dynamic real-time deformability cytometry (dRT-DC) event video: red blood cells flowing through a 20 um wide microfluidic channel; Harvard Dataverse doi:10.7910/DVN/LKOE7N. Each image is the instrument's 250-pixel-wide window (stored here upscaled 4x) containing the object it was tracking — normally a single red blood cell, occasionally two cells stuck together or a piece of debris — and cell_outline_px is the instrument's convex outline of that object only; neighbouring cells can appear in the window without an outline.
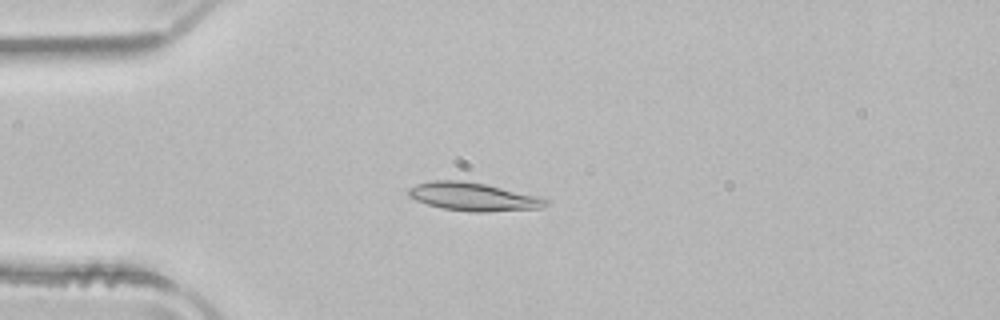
{"species": "common noctule bat (a hibernating species)", "species_latin": "Nyctalus noctula", "temperature_condition": "room temperature", "stored_images_in_passage": 41, "camera_frame_rate_fps": 3000, "um_per_image_px": 0.085, "animal": {"sex": "male", "body_mass_g": 21.5, "forearm_length_mm": 52.0}, "frame": {"image": 1, "passage_image": 3, "time_ms": 0.667, "image_size_px": [1000, 320], "cell_outline_px": [[548, 204], [540, 208], [484, 212], [472, 212], [444, 208], [428, 204], [416, 200], [408, 196], [408, 188], [416, 184], [432, 180], [460, 180], [484, 184], [536, 196], [548, 200]], "centroid_in_image_um": [40.17, 16.72], "position_along_channel_um": 44.8, "area_um2": 22.2}}
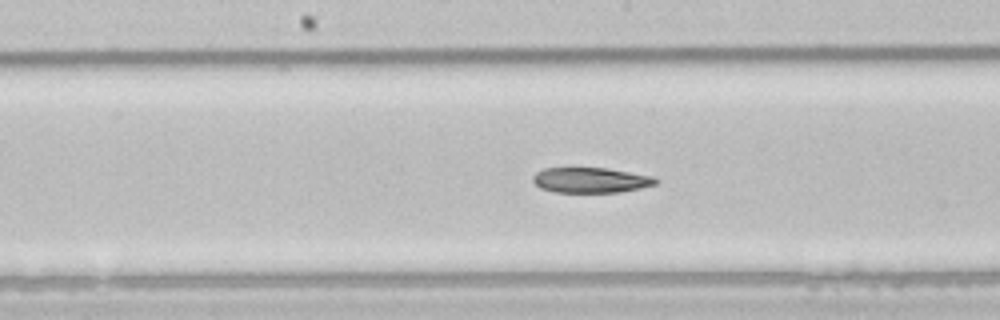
{"frame": {"image": 2, "passage_image": 16, "time_ms": 5.0, "image_size_px": [1000, 320], "cell_outline_px": [[660, 180], [656, 184], [640, 188], [620, 192], [552, 192], [540, 188], [532, 180], [532, 176], [536, 172], [544, 168], [608, 168], [656, 176]], "centroid_in_image_um": [50.24, 15.31], "position_along_channel_um": 198.0, "area_um2": 18.32}}
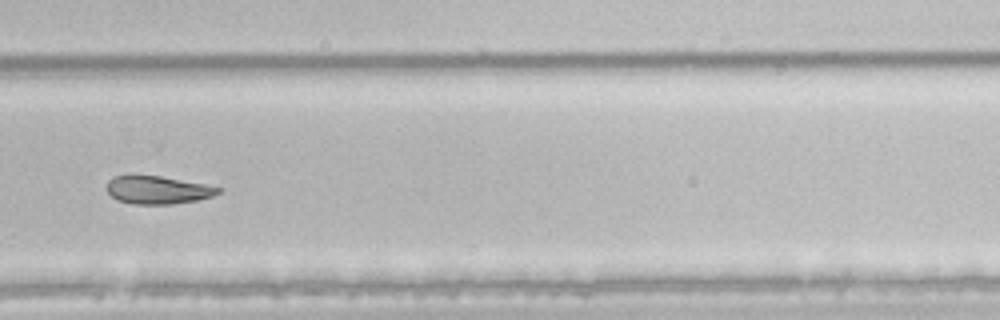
{"frame": {"image": 3, "passage_image": 25, "time_ms": 8.0, "image_size_px": [1000, 320], "cell_outline_px": [[220, 192], [212, 196], [196, 200], [172, 204], [132, 204], [120, 200], [112, 196], [104, 188], [108, 180], [112, 176], [160, 176], [204, 184], [220, 188]], "centroid_in_image_um": [13.36, 16.15], "position_along_channel_um": 316.4, "area_um2": 17.92}, "authors_computed_cell_mechanics": {"area_um2": 19.8254, "velocity_mm_per_s": 3.9727, "shape_relaxation_time_tau1_ms": null, "shape_relaxation_time_tau2_ms": 6.7738, "deformation_change_tau1": null, "deformation_change_tau2": 0.1199}}